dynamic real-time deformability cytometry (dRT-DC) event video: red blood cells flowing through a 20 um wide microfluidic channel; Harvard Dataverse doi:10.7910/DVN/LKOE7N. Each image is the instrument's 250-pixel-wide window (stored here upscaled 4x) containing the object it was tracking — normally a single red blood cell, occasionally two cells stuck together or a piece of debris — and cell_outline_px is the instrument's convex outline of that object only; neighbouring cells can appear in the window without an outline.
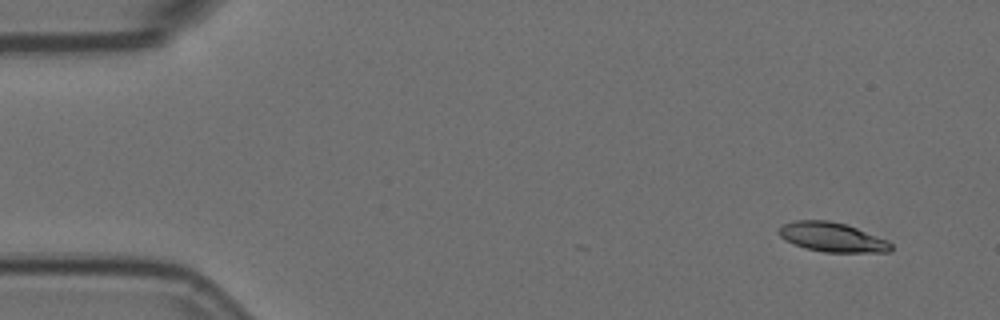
{"species": "Egyptian fruit bat (a non-hibernating species)", "species_latin": "Rousettus aegyptiacus", "temperature_condition": "room temperature", "stored_images_in_passage": 7, "camera_frame_rate_fps": 3000, "um_per_image_px": 0.085, "animal": {"sex": "female"}, "frame": {"image": 1, "passage_image": 1, "time_ms": 0.0, "image_size_px": [1000, 320], "cell_outline_px": [[892, 252], [824, 252], [804, 248], [792, 244], [784, 240], [780, 236], [780, 228], [784, 224], [796, 220], [828, 220], [844, 224], [856, 228], [888, 240], [892, 244]], "centroid_in_image_um": [70.74, 20.17], "position_along_channel_um": 14.3, "area_um2": 19.13}}
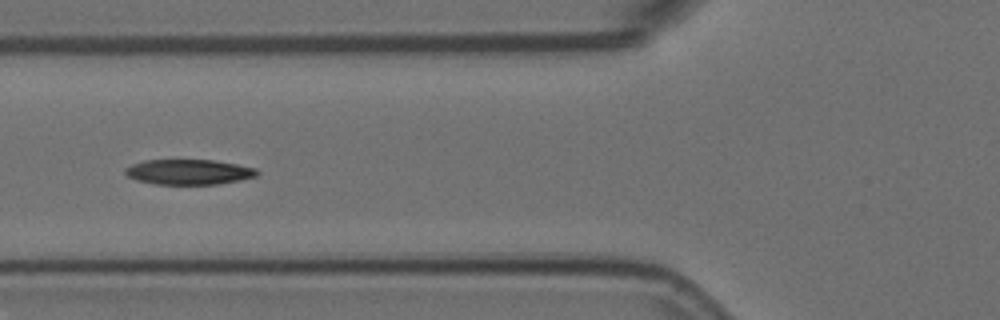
{"frame": {"image": 2, "passage_image": 6, "time_ms": 1.667, "image_size_px": [1000, 320], "cell_outline_px": [[260, 172], [256, 176], [240, 180], [216, 184], [156, 184], [136, 180], [128, 176], [124, 172], [124, 168], [132, 164], [144, 160], [212, 160], [236, 164], [256, 168]], "centroid_in_image_um": [16.03, 14.61], "position_along_channel_um": 109.8, "area_um2": 19.31}}
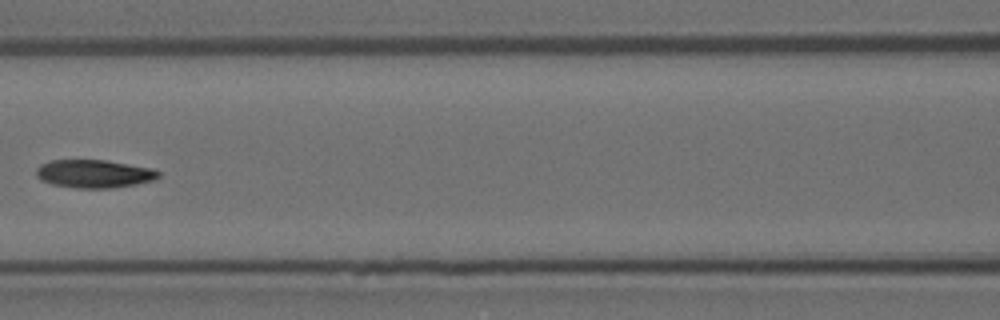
{"frame": {"image": 3, "passage_image": 7, "time_ms": 2.0, "image_size_px": [1000, 320], "cell_outline_px": [[160, 176], [156, 180], [136, 184], [112, 188], [76, 188], [52, 184], [40, 180], [36, 176], [36, 168], [40, 164], [52, 160], [108, 160], [152, 168], [160, 172]], "centroid_in_image_um": [8.01, 14.77], "position_along_channel_um": 158.6, "area_um2": 20.23}}